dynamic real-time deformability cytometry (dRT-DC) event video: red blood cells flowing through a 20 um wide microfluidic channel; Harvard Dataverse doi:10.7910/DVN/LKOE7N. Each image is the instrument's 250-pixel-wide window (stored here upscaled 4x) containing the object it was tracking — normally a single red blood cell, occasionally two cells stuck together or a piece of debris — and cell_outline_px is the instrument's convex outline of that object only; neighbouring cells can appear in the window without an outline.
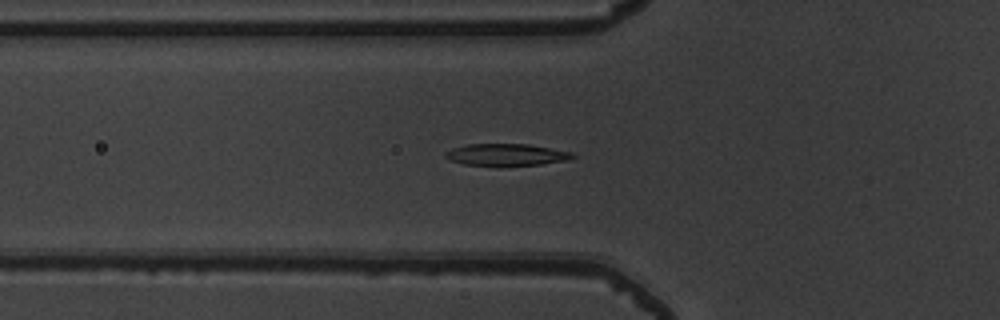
{"species": "common noctule bat (a hibernating species)", "species_latin": "Nyctalus noctula", "temperature_condition": "warm", "stored_images_in_passage": 51, "camera_frame_rate_fps": 3000, "um_per_image_px": 0.085, "animal": {"sex": "male", "body_mass_g": 19.5, "forearm_length_mm": 54.6}, "frame": {"image": 1, "passage_image": 18, "time_ms": 5.667, "image_size_px": [1000, 320], "cell_outline_px": [[576, 156], [564, 160], [540, 164], [464, 164], [448, 160], [444, 156], [444, 152], [452, 148], [468, 144], [528, 144], [572, 152]], "centroid_in_image_um": [42.98, 13.12], "position_along_channel_um": 82.8, "area_um2": 15.66}}
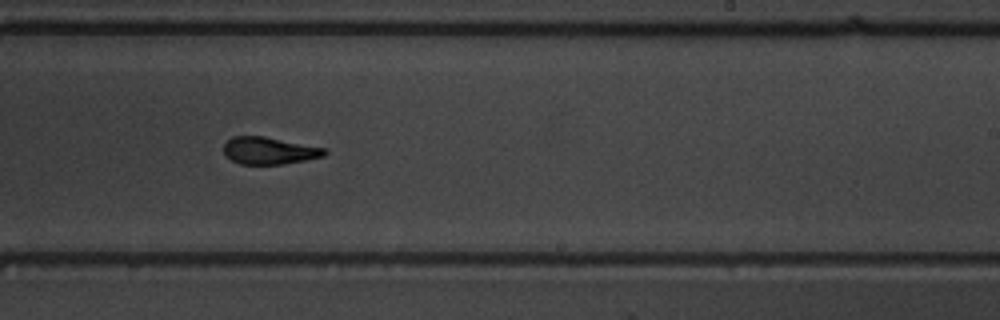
{"frame": {"image": 2, "passage_image": 32, "time_ms": 10.333, "image_size_px": [1000, 320], "cell_outline_px": [[328, 152], [324, 156], [308, 160], [284, 164], [240, 164], [232, 160], [224, 152], [224, 144], [232, 136], [264, 136], [324, 148]], "centroid_in_image_um": [22.9, 12.81], "position_along_channel_um": 266.1, "area_um2": 15.9}}
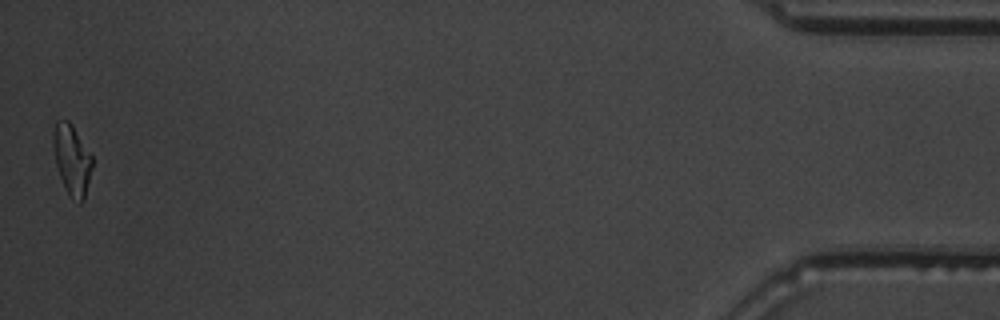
{"frame": {"image": 3, "passage_image": 51, "time_ms": 16.667, "image_size_px": [1000, 320], "cell_outline_px": [[92, 168], [84, 200], [80, 204], [68, 196], [60, 176], [56, 164], [52, 144], [52, 136], [56, 120], [68, 120], [72, 124], [92, 156]], "centroid_in_image_um": [6.1, 13.58], "position_along_channel_um": 429.1, "area_um2": 16.07}, "authors_computed_cell_mechanics": {"area_um2": 16.3574, "velocity_mm_per_s": 3.931, "shape_relaxation_time_tau1_ms": 2.6745, "shape_relaxation_time_tau2_ms": 2.4662, "deformation_change_tau1": 0.1685, "deformation_change_tau2": 0.1085}}